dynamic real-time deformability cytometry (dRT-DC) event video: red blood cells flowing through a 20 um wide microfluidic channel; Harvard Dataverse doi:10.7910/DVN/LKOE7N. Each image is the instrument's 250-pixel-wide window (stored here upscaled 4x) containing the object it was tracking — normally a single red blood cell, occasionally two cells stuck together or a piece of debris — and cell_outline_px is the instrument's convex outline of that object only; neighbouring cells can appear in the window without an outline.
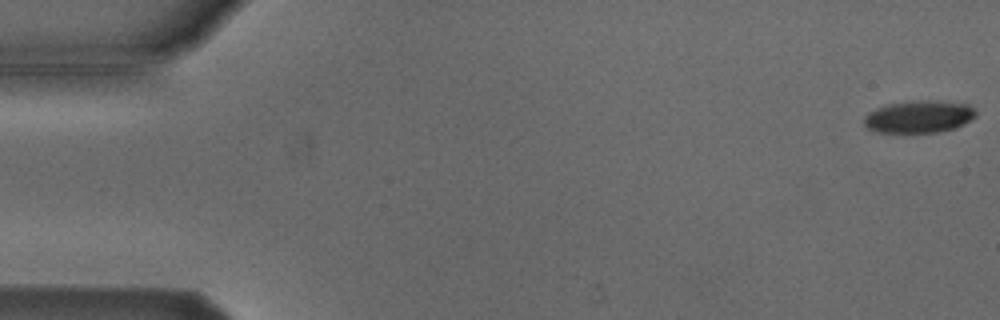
{"species": "Egyptian fruit bat (a non-hibernating species)", "species_latin": "Rousettus aegyptiacus", "temperature_condition": "cold", "stored_images_in_passage": 54, "camera_frame_rate_fps": 3000, "um_per_image_px": 0.085, "animal": {"sex": "male"}, "frame": {"image": 1, "passage_image": 1, "time_ms": 0.0, "image_size_px": [1000, 320], "cell_outline_px": [[976, 116], [964, 124], [940, 132], [872, 132], [864, 124], [864, 116], [868, 112], [876, 108], [888, 104], [912, 100], [940, 100], [968, 104], [976, 112]], "centroid_in_image_um": [78.09, 9.9], "position_along_channel_um": 6.9, "area_um2": 21.21}}
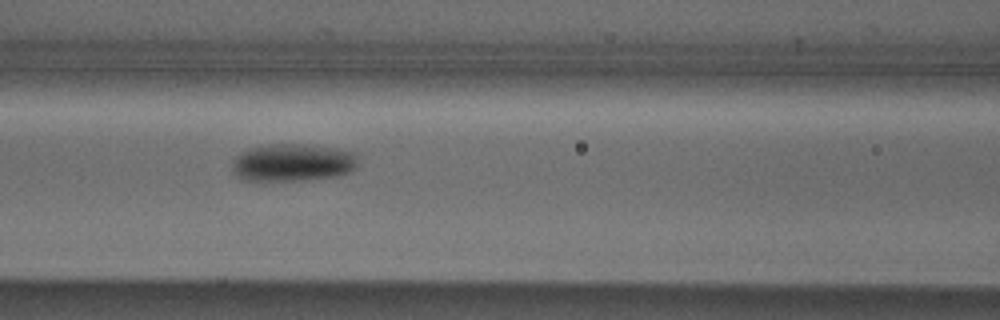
{"frame": {"image": 2, "passage_image": 23, "time_ms": 7.333, "image_size_px": [1000, 320], "cell_outline_px": [[356, 168], [340, 176], [304, 180], [240, 180], [236, 176], [232, 168], [232, 160], [236, 156], [252, 148], [272, 144], [296, 144], [336, 148], [356, 152]], "centroid_in_image_um": [24.89, 13.83], "position_along_channel_um": 141.7, "area_um2": 27.46}}
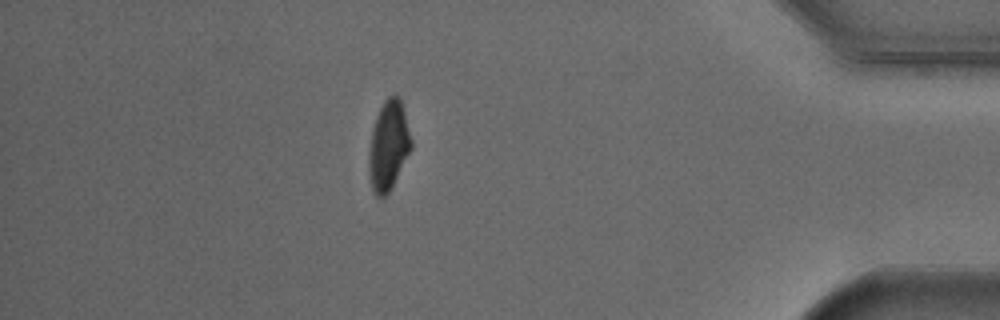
{"frame": {"image": 3, "passage_image": 47, "time_ms": 15.333, "image_size_px": [1000, 320], "cell_outline_px": [[412, 148], [392, 188], [380, 200], [372, 192], [368, 168], [368, 152], [372, 128], [376, 116], [384, 100], [388, 96], [396, 92], [400, 96], [412, 140]], "centroid_in_image_um": [33.01, 12.38], "position_along_channel_um": 402.2, "area_um2": 22.6}, "authors_computed_cell_mechanics": {"area_um2": 23.4957, "velocity_mm_per_s": 3.8328, "shape_relaxation_time_tau1_ms": 2.209, "shape_relaxation_time_tau2_ms": null, "deformation_change_tau1": 0.124, "deformation_change_tau2": null}}